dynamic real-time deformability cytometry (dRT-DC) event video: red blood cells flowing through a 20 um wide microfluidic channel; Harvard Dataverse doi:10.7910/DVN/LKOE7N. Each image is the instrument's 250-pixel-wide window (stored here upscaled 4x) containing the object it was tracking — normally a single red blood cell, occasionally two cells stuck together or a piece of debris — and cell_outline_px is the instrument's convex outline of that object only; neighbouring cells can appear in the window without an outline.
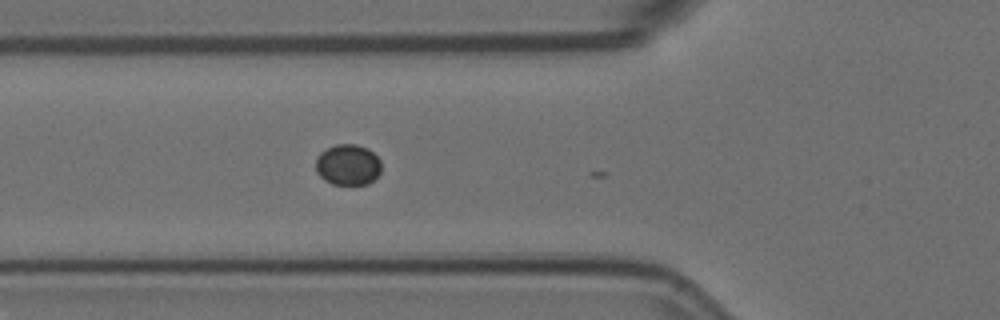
{"species": "Egyptian fruit bat (a non-hibernating species)", "species_latin": "Rousettus aegyptiacus", "temperature_condition": "room temperature", "stored_images_in_passage": 6, "camera_frame_rate_fps": 3000, "um_per_image_px": 0.085, "animal": {"sex": "female"}, "frame": {"image": 1, "passage_image": 2, "time_ms": 0.333, "image_size_px": [1000, 320], "cell_outline_px": [[380, 172], [368, 184], [332, 184], [324, 180], [316, 172], [316, 160], [320, 152], [336, 144], [356, 144], [368, 148], [380, 160]], "centroid_in_image_um": [29.56, 14.0], "position_along_channel_um": 96.2, "area_um2": 15.55}}
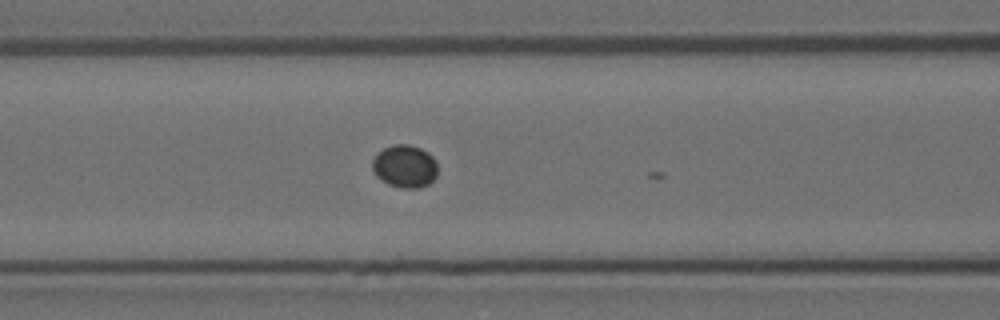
{"frame": {"image": 2, "passage_image": 5, "time_ms": 1.333, "image_size_px": [1000, 320], "cell_outline_px": [[436, 176], [428, 184], [420, 188], [400, 188], [388, 184], [376, 176], [372, 168], [372, 160], [376, 152], [392, 144], [408, 144], [420, 148], [428, 152], [436, 160]], "centroid_in_image_um": [34.38, 14.12], "position_along_channel_um": 132.2, "area_um2": 16.42}}